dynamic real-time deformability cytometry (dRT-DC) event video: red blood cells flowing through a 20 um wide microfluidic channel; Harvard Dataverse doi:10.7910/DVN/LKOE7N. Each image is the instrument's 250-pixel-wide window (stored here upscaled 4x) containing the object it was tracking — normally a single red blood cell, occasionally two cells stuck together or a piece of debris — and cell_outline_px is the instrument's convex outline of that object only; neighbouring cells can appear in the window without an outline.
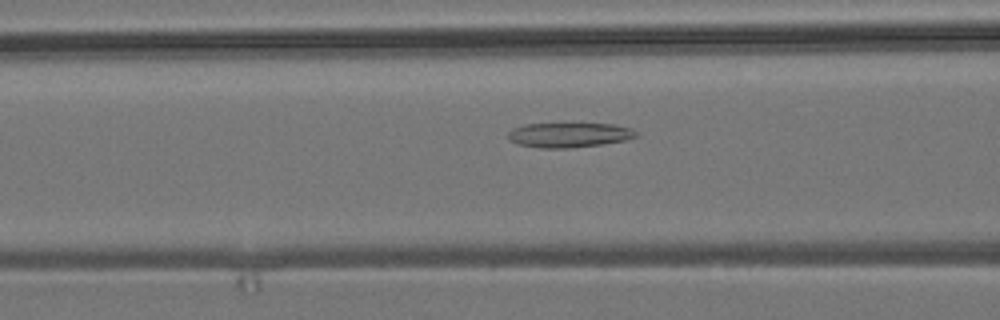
{"species": "common noctule bat (a hibernating species)", "species_latin": "Nyctalus noctula", "temperature_condition": "room temperature", "stored_images_in_passage": 46, "camera_frame_rate_fps": 3000, "um_per_image_px": 0.085, "animal": {"sex": "male", "body_mass_g": 19.2, "forearm_length_mm": 51.8}, "frame": {"image": 1, "passage_image": 13, "time_ms": 4.0, "image_size_px": [1000, 320], "cell_outline_px": [[640, 136], [624, 140], [604, 144], [568, 148], [540, 148], [520, 144], [508, 140], [508, 132], [512, 128], [524, 124], [612, 124], [632, 128], [640, 132]], "centroid_in_image_um": [48.41, 11.47], "position_along_channel_um": 118.2, "area_um2": 18.55}}
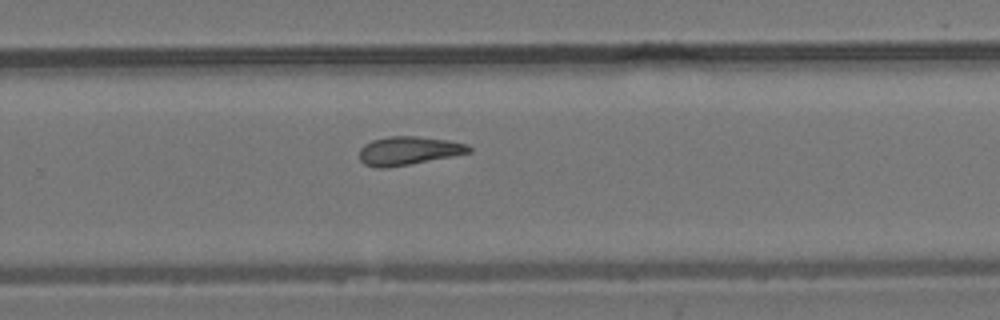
{"frame": {"image": 2, "passage_image": 27, "time_ms": 8.667, "image_size_px": [1000, 320], "cell_outline_px": [[472, 152], [452, 156], [388, 168], [380, 168], [364, 164], [360, 160], [360, 148], [364, 144], [372, 140], [388, 136], [416, 136], [448, 140], [468, 144], [472, 148]], "centroid_in_image_um": [34.72, 12.8], "position_along_channel_um": 295.1, "area_um2": 18.21}}
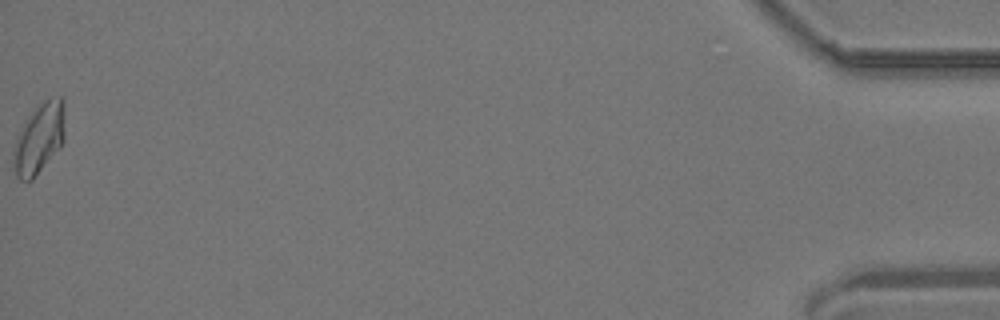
{"frame": {"image": 3, "passage_image": 46, "time_ms": 15.0, "image_size_px": [1000, 320], "cell_outline_px": [[64, 140], [60, 148], [32, 180], [20, 180], [16, 176], [12, 152], [16, 140], [24, 124], [32, 112], [44, 100], [60, 96], [64, 100]], "centroid_in_image_um": [3.35, 11.78], "position_along_channel_um": 431.8, "area_um2": 20.81}, "authors_computed_cell_mechanics": {"area_um2": 18.5249, "velocity_mm_per_s": 3.7928, "shape_relaxation_time_tau1_ms": null, "shape_relaxation_time_tau2_ms": 5.0218, "deformation_change_tau1": null, "deformation_change_tau2": 0.1376}}